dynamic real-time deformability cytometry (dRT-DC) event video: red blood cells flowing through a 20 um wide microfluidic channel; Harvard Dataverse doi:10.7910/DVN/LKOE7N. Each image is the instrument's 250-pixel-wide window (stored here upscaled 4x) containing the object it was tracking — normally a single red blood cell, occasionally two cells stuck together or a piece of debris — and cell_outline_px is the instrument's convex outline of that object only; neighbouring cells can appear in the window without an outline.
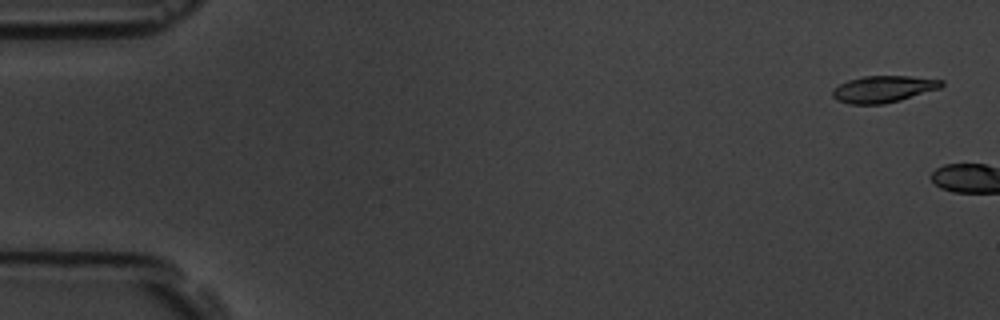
{"species": "common noctule bat (a hibernating species)", "species_latin": "Nyctalus noctula", "temperature_condition": "room temperature", "stored_images_in_passage": 5, "camera_frame_rate_fps": 3000, "um_per_image_px": 0.085, "animal": {"sex": "male", "body_mass_g": 19.5, "forearm_length_mm": 54.6}, "frame": {"image": 1, "passage_image": 2, "time_ms": 0.333, "image_size_px": [1000, 320], "cell_outline_px": [[944, 84], [940, 88], [900, 100], [884, 104], [848, 104], [836, 100], [832, 96], [832, 92], [840, 84], [848, 80], [864, 76], [912, 76], [944, 80]], "centroid_in_image_um": [75.09, 7.57], "position_along_channel_um": 9.9, "area_um2": 16.94}}